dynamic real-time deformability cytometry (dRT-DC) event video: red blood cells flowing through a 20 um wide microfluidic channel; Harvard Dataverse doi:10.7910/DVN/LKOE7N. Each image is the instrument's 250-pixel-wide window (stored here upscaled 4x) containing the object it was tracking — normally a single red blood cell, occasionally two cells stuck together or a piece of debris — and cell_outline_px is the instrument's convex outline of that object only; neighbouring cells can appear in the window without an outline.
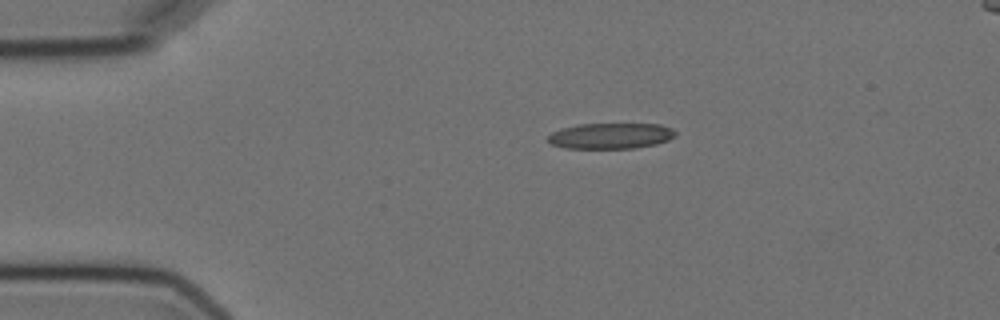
{"species": "Egyptian fruit bat (a non-hibernating species)", "species_latin": "Rousettus aegyptiacus", "temperature_condition": "cold", "stored_images_in_passage": 3, "camera_frame_rate_fps": 3000, "um_per_image_px": 0.085, "animal": {"sex": "female"}, "frame": {"image": 1, "passage_image": 1, "time_ms": 0.0, "image_size_px": [1000, 320], "cell_outline_px": [[676, 136], [668, 140], [656, 144], [636, 148], [564, 148], [552, 144], [548, 140], [548, 136], [552, 132], [560, 128], [580, 124], [660, 124], [672, 128], [676, 132]], "centroid_in_image_um": [51.93, 11.54], "position_along_channel_um": 33.1, "area_um2": 19.19}}